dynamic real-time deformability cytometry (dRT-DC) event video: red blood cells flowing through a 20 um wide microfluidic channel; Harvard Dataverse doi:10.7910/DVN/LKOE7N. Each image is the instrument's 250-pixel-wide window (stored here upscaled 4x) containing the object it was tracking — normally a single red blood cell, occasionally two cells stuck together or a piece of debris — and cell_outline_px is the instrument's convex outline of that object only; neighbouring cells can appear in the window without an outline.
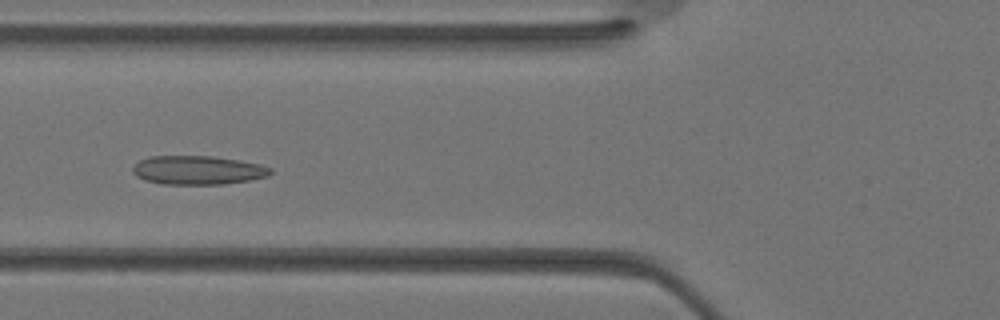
{"species": "Egyptian fruit bat (a non-hibernating species)", "species_latin": "Rousettus aegyptiacus", "temperature_condition": "warm", "stored_images_in_passage": 33, "camera_frame_rate_fps": 3000, "um_per_image_px": 0.085, "animal": {"sex": "female"}, "frame": {"image": 1, "passage_image": 12, "time_ms": 3.667, "image_size_px": [1000, 320], "cell_outline_px": [[272, 172], [268, 176], [248, 180], [224, 184], [160, 184], [144, 180], [136, 176], [132, 172], [132, 168], [140, 160], [148, 156], [212, 156], [240, 160], [260, 164], [272, 168]], "centroid_in_image_um": [16.8, 14.46], "position_along_channel_um": 109.0, "area_um2": 23.24}}
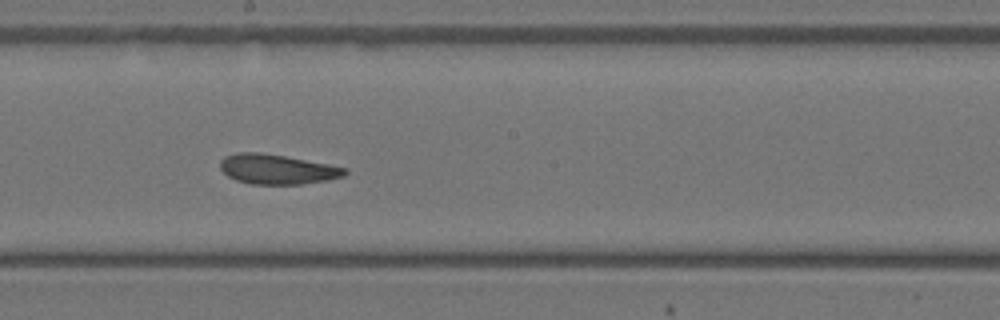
{"frame": {"image": 2, "passage_image": 18, "time_ms": 5.667, "image_size_px": [1000, 320], "cell_outline_px": [[348, 172], [344, 176], [328, 180], [300, 184], [252, 184], [236, 180], [228, 176], [220, 168], [220, 160], [224, 156], [236, 152], [260, 152], [284, 156], [328, 164], [348, 168]], "centroid_in_image_um": [23.55, 14.38], "position_along_channel_um": 224.7, "area_um2": 21.68}}
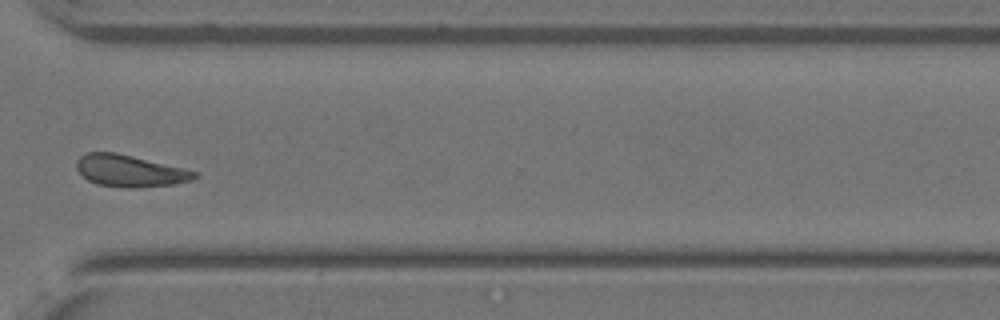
{"frame": {"image": 3, "passage_image": 25, "time_ms": 8.0, "image_size_px": [1000, 320], "cell_outline_px": [[200, 172], [192, 180], [172, 184], [140, 188], [128, 188], [96, 184], [88, 180], [76, 168], [76, 160], [84, 152], [116, 152], [184, 168]], "centroid_in_image_um": [11.03, 14.52], "position_along_channel_um": 359.6, "area_um2": 21.96}}